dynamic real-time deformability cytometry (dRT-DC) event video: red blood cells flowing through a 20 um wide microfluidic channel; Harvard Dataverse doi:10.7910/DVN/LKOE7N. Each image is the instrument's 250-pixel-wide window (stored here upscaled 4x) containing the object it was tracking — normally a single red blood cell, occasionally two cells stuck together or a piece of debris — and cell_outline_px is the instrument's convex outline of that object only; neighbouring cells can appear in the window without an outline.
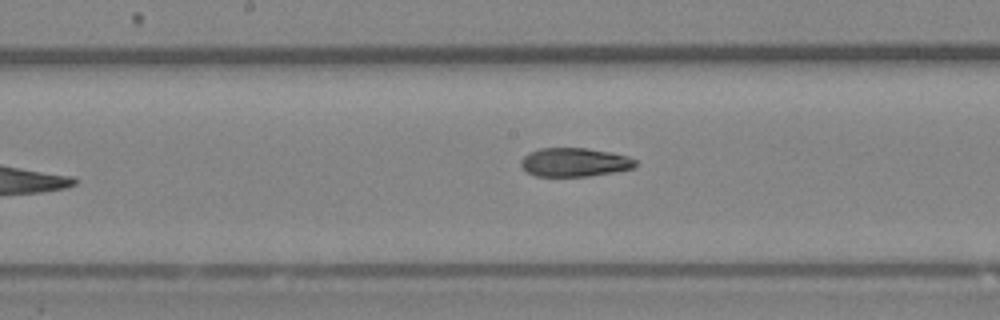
{"species": "Egyptian fruit bat (a non-hibernating species)", "species_latin": "Rousettus aegyptiacus", "temperature_condition": "room temperature", "stored_images_in_passage": 6, "camera_frame_rate_fps": 3000, "um_per_image_px": 0.085, "animal": {"sex": "female"}, "frame": {"image": 1, "passage_image": 6, "time_ms": 6.667, "image_size_px": [1000, 320], "cell_outline_px": [[636, 168], [588, 176], [536, 176], [528, 172], [520, 164], [520, 160], [528, 152], [540, 148], [588, 148], [628, 156], [636, 160]], "centroid_in_image_um": [48.83, 13.78], "position_along_channel_um": 199.4, "area_um2": 19.13}}